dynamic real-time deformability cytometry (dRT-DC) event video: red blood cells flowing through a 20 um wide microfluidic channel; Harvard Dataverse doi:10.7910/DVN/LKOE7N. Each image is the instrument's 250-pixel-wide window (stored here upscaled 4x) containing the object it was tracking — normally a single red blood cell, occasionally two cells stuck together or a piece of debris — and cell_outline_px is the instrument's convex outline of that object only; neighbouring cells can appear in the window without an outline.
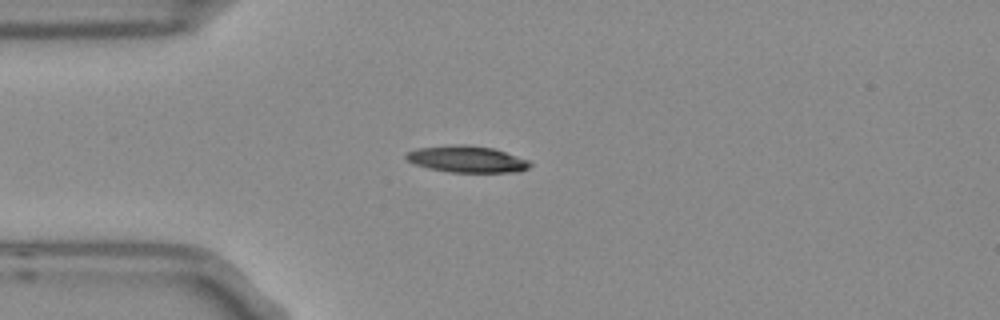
{"species": "Egyptian fruit bat (a non-hibernating species)", "species_latin": "Rousettus aegyptiacus", "temperature_condition": "room temperature", "stored_images_in_passage": 7, "camera_frame_rate_fps": 3000, "um_per_image_px": 0.085, "frame": {"image": 1, "passage_image": 3, "time_ms": 0.667, "image_size_px": [1000, 320], "cell_outline_px": [[532, 164], [528, 168], [520, 172], [452, 172], [428, 168], [416, 164], [408, 160], [404, 156], [404, 152], [416, 148], [456, 144], [464, 144], [492, 148], [528, 160]], "centroid_in_image_um": [39.65, 13.52], "position_along_channel_um": 45.3, "area_um2": 19.13}}
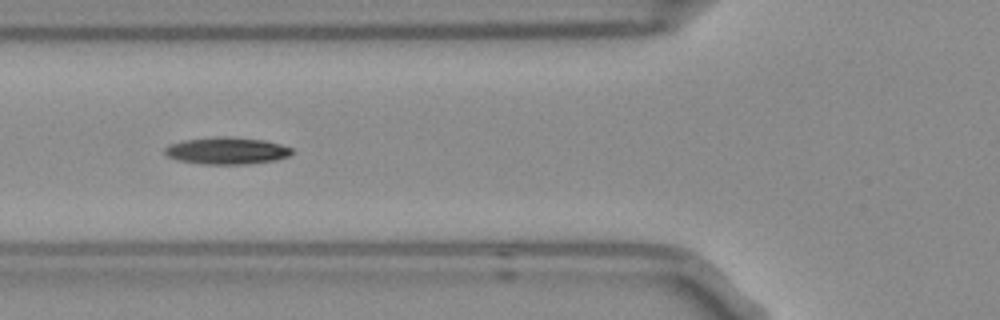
{"frame": {"image": 2, "passage_image": 5, "time_ms": 1.333, "image_size_px": [1000, 320], "cell_outline_px": [[292, 152], [288, 156], [276, 160], [248, 164], [200, 164], [176, 160], [168, 156], [164, 152], [164, 148], [172, 144], [184, 140], [216, 136], [228, 136], [264, 140], [280, 144], [292, 148]], "centroid_in_image_um": [19.27, 12.81], "position_along_channel_um": 106.5, "area_um2": 20.06}}